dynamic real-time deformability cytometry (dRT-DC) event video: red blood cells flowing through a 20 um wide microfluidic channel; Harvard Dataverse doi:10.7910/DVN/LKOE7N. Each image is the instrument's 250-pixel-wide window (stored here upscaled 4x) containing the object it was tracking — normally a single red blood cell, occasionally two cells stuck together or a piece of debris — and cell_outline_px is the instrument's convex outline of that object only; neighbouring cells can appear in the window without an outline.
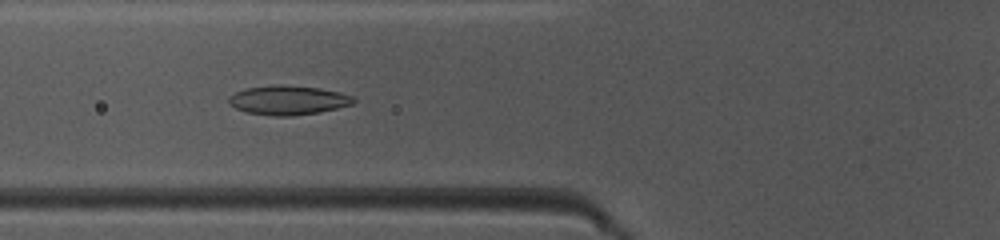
{"species": "common noctule bat (a hibernating species)", "species_latin": "Nyctalus noctula", "temperature_condition": "warm", "stored_images_in_passage": 42, "camera_frame_rate_fps": 3000, "um_per_image_px": 0.085, "animal": {"sex": "female", "body_mass_g": 10.0, "forearm_length_mm": 53.1}, "frame": {"image": 1, "passage_image": 14, "time_ms": 4.333, "image_size_px": [1000, 240], "cell_outline_px": [[356, 100], [352, 104], [320, 112], [292, 116], [276, 116], [244, 112], [228, 104], [228, 96], [244, 88], [276, 84], [280, 84], [320, 88], [340, 92], [352, 96]], "centroid_in_image_um": [24.45, 8.51], "position_along_channel_um": 101.3, "area_um2": 21.44}}
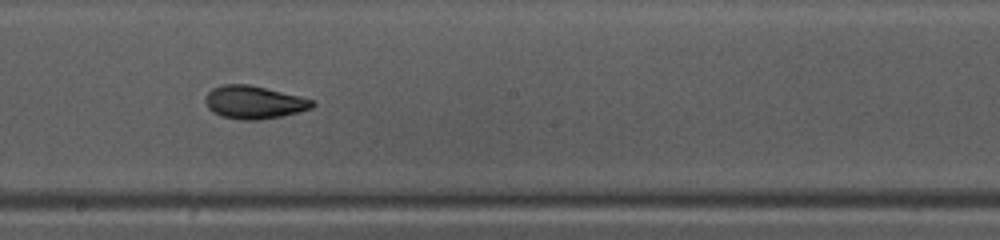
{"frame": {"image": 2, "passage_image": 23, "time_ms": 7.333, "image_size_px": [1000, 240], "cell_outline_px": [[316, 104], [312, 108], [280, 116], [260, 120], [244, 120], [220, 116], [212, 112], [208, 108], [204, 100], [204, 96], [212, 88], [224, 84], [248, 84], [300, 96], [316, 100]], "centroid_in_image_um": [21.57, 8.69], "position_along_channel_um": 226.6, "area_um2": 20.63}}
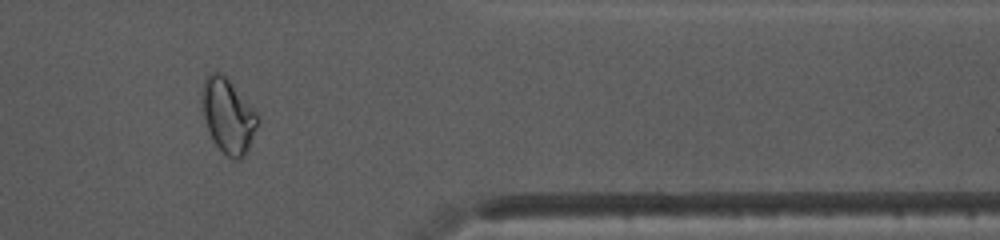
{"frame": {"image": 3, "passage_image": 36, "time_ms": 11.667, "image_size_px": [1000, 240], "cell_outline_px": [[260, 120], [248, 152], [240, 160], [236, 160], [228, 156], [216, 144], [208, 128], [204, 116], [204, 80], [208, 72], [220, 72], [228, 80], [256, 112]], "centroid_in_image_um": [19.44, 9.89], "position_along_channel_um": 392.0, "area_um2": 23.35}}